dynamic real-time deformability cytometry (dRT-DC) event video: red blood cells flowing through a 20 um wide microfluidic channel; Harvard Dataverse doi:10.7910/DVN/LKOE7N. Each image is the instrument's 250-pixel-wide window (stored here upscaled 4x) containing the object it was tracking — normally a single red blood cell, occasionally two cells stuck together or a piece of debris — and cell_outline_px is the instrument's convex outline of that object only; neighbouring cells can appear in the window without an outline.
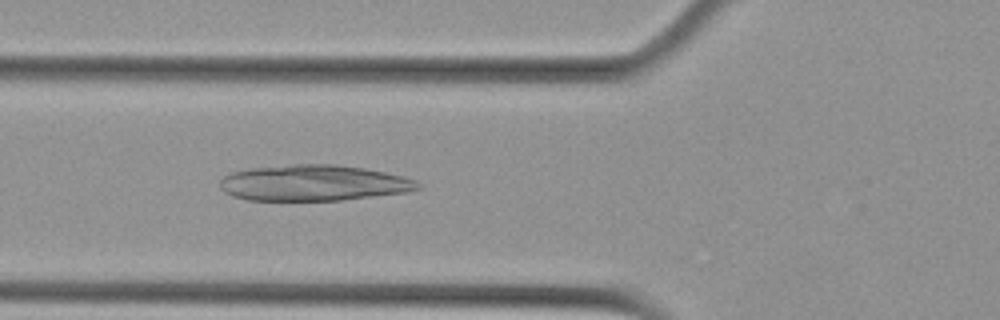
{"species": "Egyptian fruit bat (a non-hibernating species)", "species_latin": "Rousettus aegyptiacus", "temperature_condition": "cold", "stored_images_in_passage": 43, "camera_frame_rate_fps": 3000, "um_per_image_px": 0.085, "animal": {"sex": "female"}, "frame": {"image": 1, "passage_image": 9, "time_ms": 2.667, "image_size_px": [1000, 320], "cell_outline_px": [[424, 188], [404, 192], [340, 200], [248, 200], [232, 196], [224, 192], [220, 188], [220, 180], [224, 176], [232, 172], [252, 168], [292, 164], [336, 164], [364, 168], [404, 176], [416, 180]], "centroid_in_image_um": [26.65, 15.54], "position_along_channel_um": 99.2, "area_um2": 41.38}}
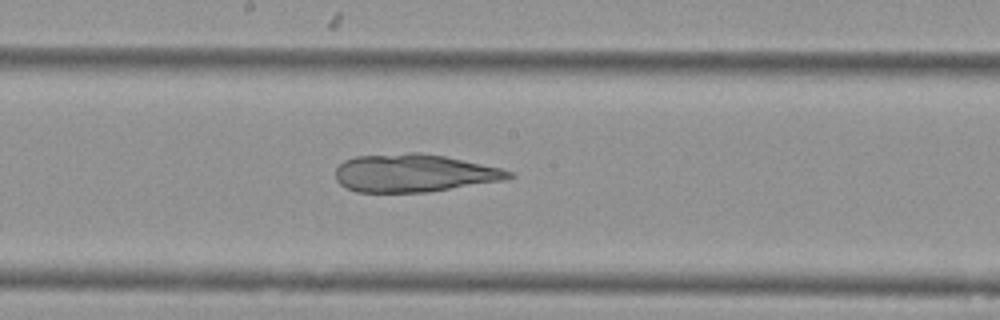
{"frame": {"image": 2, "passage_image": 18, "time_ms": 5.667, "image_size_px": [1000, 320], "cell_outline_px": [[516, 176], [504, 180], [428, 192], [356, 192], [340, 184], [336, 180], [336, 168], [344, 160], [356, 156], [408, 152], [420, 152], [444, 156], [500, 168], [512, 172]], "centroid_in_image_um": [35.17, 14.71], "position_along_channel_um": 213.0, "area_um2": 38.21}}
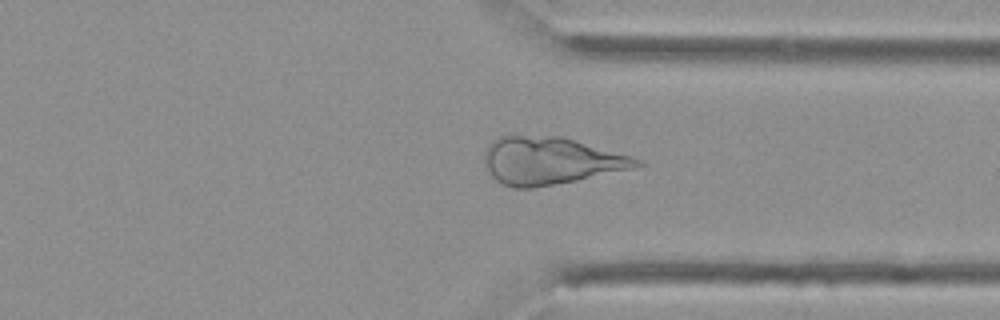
{"frame": {"image": 3, "passage_image": 30, "time_ms": 9.667, "image_size_px": [1000, 320], "cell_outline_px": [[644, 164], [636, 168], [576, 180], [532, 188], [516, 188], [504, 184], [496, 180], [484, 168], [484, 148], [496, 136], [560, 136], [632, 156], [640, 160]], "centroid_in_image_um": [46.74, 13.66], "position_along_channel_um": 364.7, "area_um2": 42.02}}